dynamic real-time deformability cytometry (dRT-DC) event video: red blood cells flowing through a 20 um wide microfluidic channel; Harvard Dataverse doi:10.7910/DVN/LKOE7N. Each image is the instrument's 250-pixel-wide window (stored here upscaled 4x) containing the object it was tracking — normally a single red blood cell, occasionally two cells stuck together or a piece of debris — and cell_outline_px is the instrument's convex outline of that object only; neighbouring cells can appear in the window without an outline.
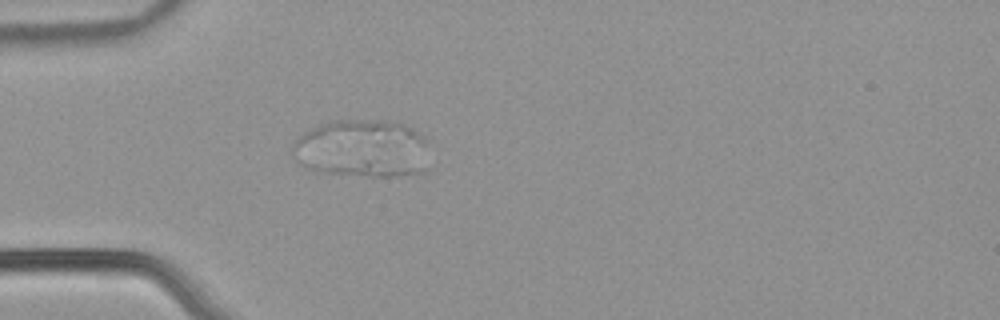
{"species": "common noctule bat (a hibernating species)", "species_latin": "Nyctalus noctula", "temperature_condition": "warm", "stored_images_in_passage": 53, "segment_of_instrument_passage": [1, 2], "camera_frame_rate_fps": 3000, "um_per_image_px": 0.085, "animal": {"sex": "male", "body_mass_g": 21.5, "forearm_length_mm": 52.0}, "frame": {"image": 1, "passage_image": 16, "time_ms": 5.0, "image_size_px": [1000, 320], "cell_outline_px": [[424, 172], [392, 176], [368, 176], [316, 172], [300, 164], [296, 160], [368, 160], [424, 168]], "centroid_in_image_um": [30.57, 14.25], "position_along_channel_um": 54.4, "area_um2": 10.64}}